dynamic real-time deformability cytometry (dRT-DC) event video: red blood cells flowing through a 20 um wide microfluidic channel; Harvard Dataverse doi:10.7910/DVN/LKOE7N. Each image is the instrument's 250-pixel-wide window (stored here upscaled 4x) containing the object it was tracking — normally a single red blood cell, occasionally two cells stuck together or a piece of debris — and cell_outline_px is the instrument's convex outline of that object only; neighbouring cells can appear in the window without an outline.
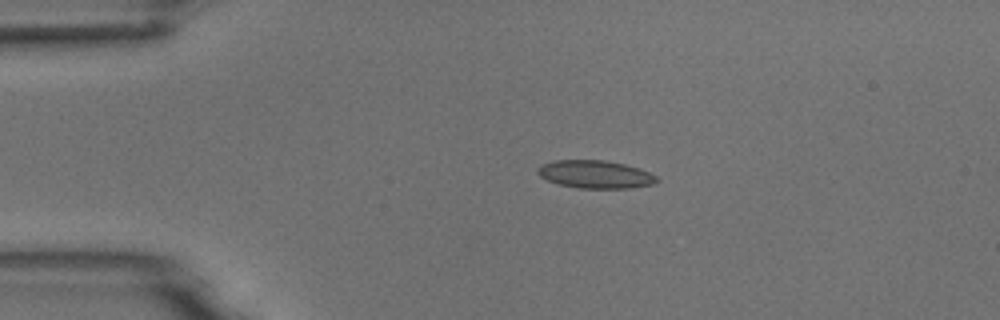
{"species": "common noctule bat (a hibernating species)", "species_latin": "Nyctalus noctula", "temperature_condition": "room temperature", "stored_images_in_passage": 5, "camera_frame_rate_fps": 3000, "um_per_image_px": 0.085, "animal": {"sex": "male", "body_mass_g": 18.8}, "frame": {"image": 1, "passage_image": 1, "time_ms": 0.0, "image_size_px": [1000, 320], "cell_outline_px": [[660, 180], [652, 184], [628, 188], [580, 188], [560, 184], [548, 180], [540, 176], [536, 172], [536, 168], [540, 164], [556, 160], [604, 160], [624, 164], [648, 172], [656, 176]], "centroid_in_image_um": [50.56, 14.81], "position_along_channel_um": 34.4, "area_um2": 19.19}}
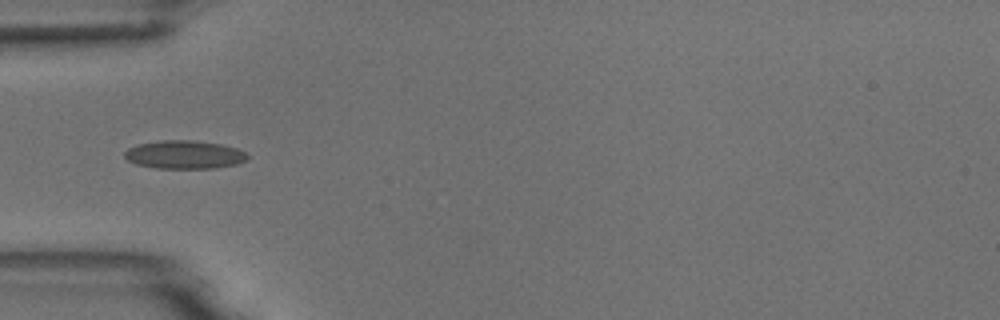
{"frame": {"image": 2, "passage_image": 2, "time_ms": 0.333, "image_size_px": [1000, 320], "cell_outline_px": [[248, 156], [244, 160], [236, 164], [216, 168], [156, 168], [136, 164], [128, 160], [124, 156], [124, 152], [128, 148], [136, 144], [160, 140], [192, 140], [220, 144], [236, 148], [244, 152]], "centroid_in_image_um": [15.62, 13.14], "position_along_channel_um": 69.4, "area_um2": 20.17}}